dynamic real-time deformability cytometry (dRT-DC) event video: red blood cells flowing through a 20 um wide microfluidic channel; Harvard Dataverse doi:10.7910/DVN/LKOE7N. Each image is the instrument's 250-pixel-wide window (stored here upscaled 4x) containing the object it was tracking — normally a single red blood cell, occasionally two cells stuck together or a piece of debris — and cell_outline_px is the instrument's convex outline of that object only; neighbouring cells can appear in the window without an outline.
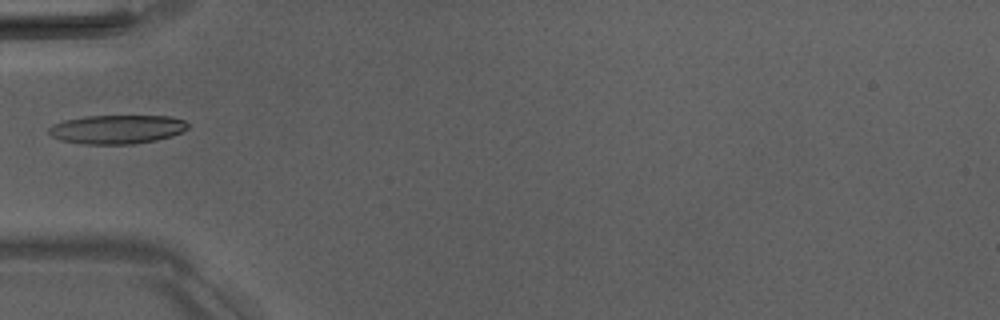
{"species": "Egyptian fruit bat (a non-hibernating species)", "species_latin": "Rousettus aegyptiacus", "temperature_condition": "room temperature", "stored_images_in_passage": 5, "camera_frame_rate_fps": 3000, "um_per_image_px": 0.085, "animal": {"sex": "male"}, "frame": {"image": 1, "passage_image": 5, "time_ms": 5.333, "image_size_px": [1000, 320], "cell_outline_px": [[188, 128], [172, 136], [156, 140], [132, 144], [84, 144], [60, 140], [52, 136], [48, 132], [48, 128], [52, 124], [64, 120], [88, 116], [168, 116], [184, 120], [188, 124]], "centroid_in_image_um": [9.92, 10.99], "position_along_channel_um": 75.1, "area_um2": 23.35}}